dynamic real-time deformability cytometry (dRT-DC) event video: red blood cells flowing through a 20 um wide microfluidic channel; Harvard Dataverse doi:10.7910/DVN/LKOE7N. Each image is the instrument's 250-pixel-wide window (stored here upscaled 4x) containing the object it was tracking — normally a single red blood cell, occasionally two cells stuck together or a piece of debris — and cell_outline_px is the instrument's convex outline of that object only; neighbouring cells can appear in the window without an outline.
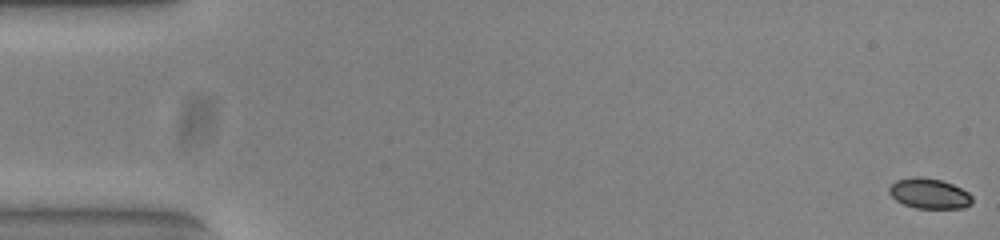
{"species": "common noctule bat (a hibernating species)", "species_latin": "Nyctalus noctula", "temperature_condition": "warm", "stored_images_in_passage": 54, "camera_frame_rate_fps": 3000, "um_per_image_px": 0.085, "animal": {"sex": "female", "body_mass_g": 23.0, "forearm_length_mm": 53.4}, "frame": {"image": 1, "passage_image": 1, "time_ms": 0.0, "image_size_px": [1000, 240], "cell_outline_px": [[972, 204], [964, 208], [916, 208], [904, 204], [896, 200], [888, 192], [888, 188], [896, 180], [912, 176], [920, 176], [940, 180], [952, 184], [968, 192], [972, 196]], "centroid_in_image_um": [78.98, 16.44], "position_along_channel_um": 6.0, "area_um2": 14.68}}
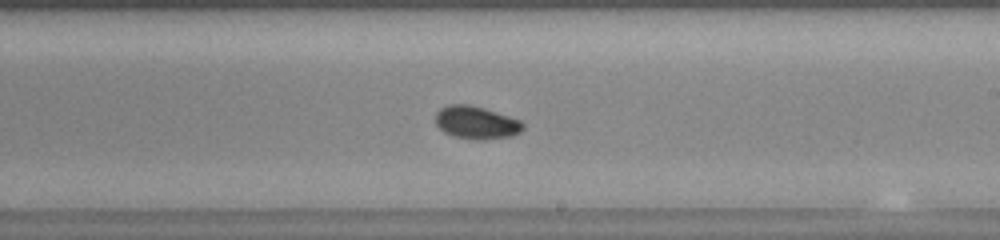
{"frame": {"image": 2, "passage_image": 32, "time_ms": 10.333, "image_size_px": [1000, 240], "cell_outline_px": [[524, 128], [520, 132], [512, 136], [484, 140], [472, 140], [452, 136], [444, 132], [436, 124], [436, 112], [440, 108], [448, 104], [468, 104], [484, 108], [520, 120], [524, 124]], "centroid_in_image_um": [40.47, 10.43], "position_along_channel_um": 248.5, "area_um2": 16.88}}
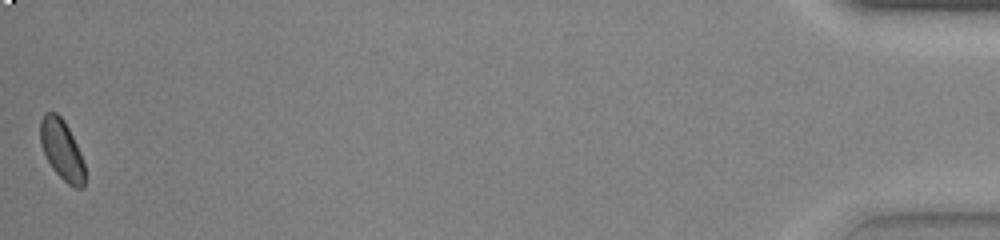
{"frame": {"image": 3, "passage_image": 54, "time_ms": 17.667, "image_size_px": [1000, 240], "cell_outline_px": [[84, 188], [76, 188], [68, 184], [52, 168], [40, 144], [40, 120], [44, 112], [56, 112], [64, 120], [80, 152], [84, 164]], "centroid_in_image_um": [5.24, 12.71], "position_along_channel_um": 430.0, "area_um2": 15.43}, "authors_computed_cell_mechanics": {"area_um2": 16.0684, "velocity_mm_per_s": 3.8407, "shape_relaxation_time_tau1_ms": 3.3667, "shape_relaxation_time_tau2_ms": null, "deformation_change_tau1": 0.085, "deformation_change_tau2": null}}